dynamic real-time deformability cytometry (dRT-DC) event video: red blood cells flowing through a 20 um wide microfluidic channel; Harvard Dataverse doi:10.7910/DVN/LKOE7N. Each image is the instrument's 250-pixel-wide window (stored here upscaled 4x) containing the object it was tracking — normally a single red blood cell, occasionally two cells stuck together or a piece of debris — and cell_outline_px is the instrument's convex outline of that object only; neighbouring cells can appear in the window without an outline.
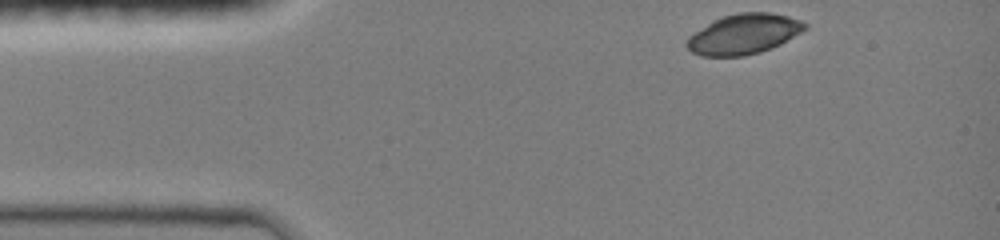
{"species": "common noctule bat (a hibernating species)", "species_latin": "Nyctalus noctula", "temperature_condition": "room temperature", "stored_images_in_passage": 6, "camera_frame_rate_fps": 3000, "um_per_image_px": 0.085, "animal": {"sex": "female", "body_mass_g": 19.0, "forearm_length_mm": 51.5}, "frame": {"image": 1, "passage_image": 1, "time_ms": 0.0, "image_size_px": [1000, 240], "cell_outline_px": [[808, 28], [780, 44], [760, 52], [744, 56], [700, 56], [692, 52], [684, 44], [688, 36], [712, 20], [720, 16], [736, 12], [772, 12], [788, 16], [800, 20], [808, 24]], "centroid_in_image_um": [63.19, 2.88], "position_along_channel_um": 21.8, "area_um2": 27.92}}
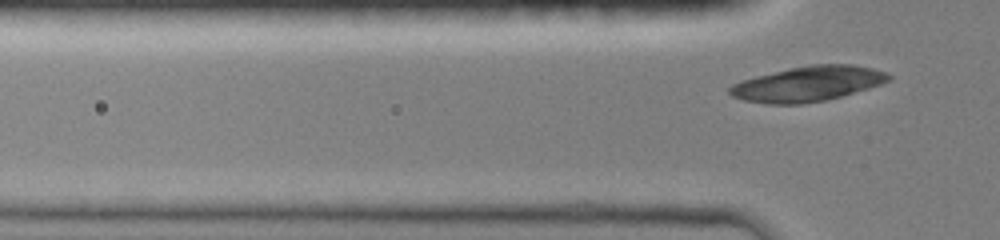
{"frame": {"image": 2, "passage_image": 6, "time_ms": 2.333, "image_size_px": [1000, 240], "cell_outline_px": [[892, 80], [868, 88], [840, 96], [824, 100], [800, 104], [768, 104], [744, 100], [732, 96], [728, 92], [728, 88], [732, 84], [740, 80], [756, 76], [792, 68], [812, 64], [852, 64], [872, 68], [888, 72], [892, 76]], "centroid_in_image_um": [68.67, 7.12], "position_along_channel_um": 57.1, "area_um2": 32.37}}